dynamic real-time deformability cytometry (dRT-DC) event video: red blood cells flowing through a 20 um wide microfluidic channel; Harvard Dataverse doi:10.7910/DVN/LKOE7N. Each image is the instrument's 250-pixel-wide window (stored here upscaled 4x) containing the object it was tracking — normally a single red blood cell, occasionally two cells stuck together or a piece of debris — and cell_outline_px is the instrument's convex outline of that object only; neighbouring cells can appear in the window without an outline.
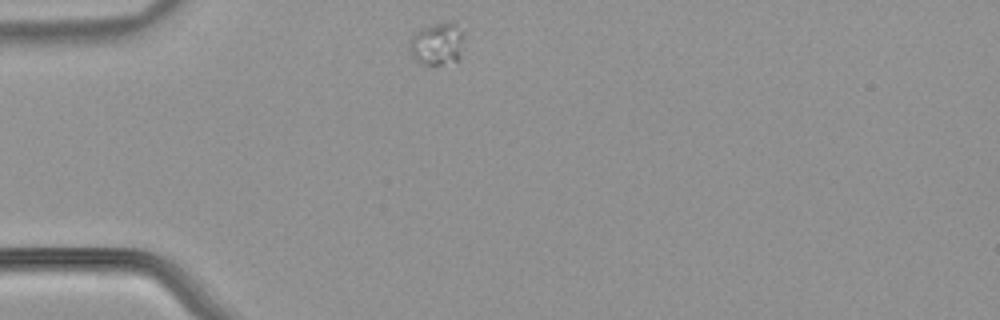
{"species": "common noctule bat (a hibernating species)", "species_latin": "Nyctalus noctula", "temperature_condition": "warm", "stored_images_in_passage": 41, "camera_frame_rate_fps": 3000, "um_per_image_px": 0.085, "animal": {"sex": "male", "body_mass_g": 21.5, "forearm_length_mm": 52.0}, "frame": {"image": 1, "passage_image": 1, "time_ms": 0.0, "image_size_px": [1000, 320], "cell_outline_px": [[464, 32], [460, 60], [440, 64], [420, 64], [412, 56], [408, 44], [408, 40], [420, 28], [432, 24], [456, 20]], "centroid_in_image_um": [37.18, 3.68], "position_along_channel_um": 47.8, "area_um2": 13.93}}
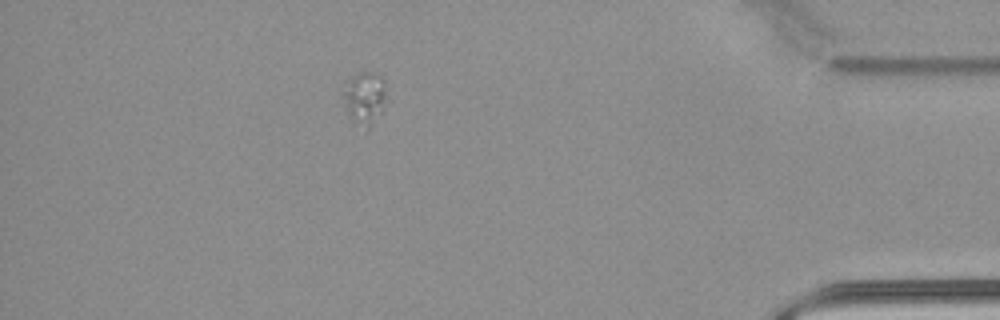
{"frame": {"image": 2, "passage_image": 35, "time_ms": 11.333, "image_size_px": [1000, 320], "cell_outline_px": [[384, 108], [368, 128], [356, 120], [348, 112], [344, 96], [344, 92], [348, 80], [352, 76], [360, 72], [372, 72], [380, 76], [384, 80]], "centroid_in_image_um": [31.02, 8.25], "position_along_channel_um": 404.2, "area_um2": 12.31}}